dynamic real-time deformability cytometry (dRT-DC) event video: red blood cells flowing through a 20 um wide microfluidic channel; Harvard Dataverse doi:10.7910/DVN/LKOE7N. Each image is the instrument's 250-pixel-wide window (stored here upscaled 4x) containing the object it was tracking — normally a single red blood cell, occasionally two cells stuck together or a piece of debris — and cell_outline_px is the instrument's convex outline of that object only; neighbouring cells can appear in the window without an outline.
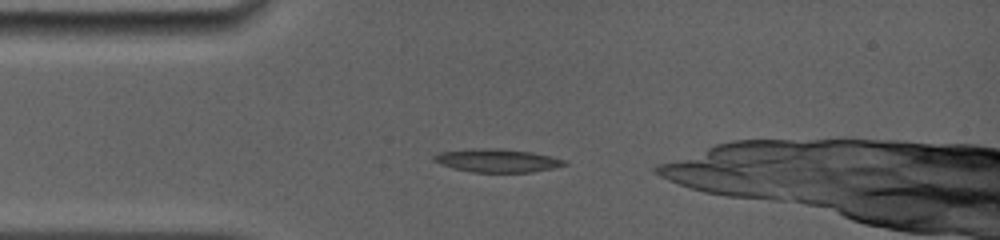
{"species": "common noctule bat (a hibernating species)", "species_latin": "Nyctalus noctula", "temperature_condition": "room temperature", "stored_images_in_passage": 40, "camera_frame_rate_fps": 5000, "um_per_image_px": 0.085, "animal": {"sex": "female", "body_mass_g": 19.0, "forearm_length_mm": 56.7}, "frame": {"image": 1, "passage_image": 5, "time_ms": 1.2, "image_size_px": [1000, 240], "cell_outline_px": [[568, 164], [552, 168], [532, 172], [472, 172], [452, 168], [440, 164], [432, 160], [432, 156], [436, 152], [472, 148], [500, 148], [532, 152], [552, 156], [568, 160]], "centroid_in_image_um": [42.23, 13.63], "position_along_channel_um": 42.8, "area_um2": 18.03}}
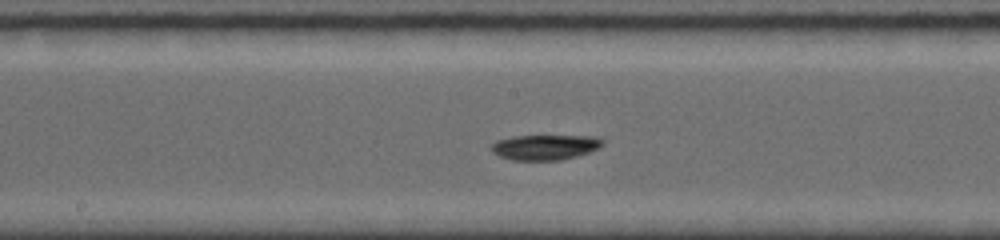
{"frame": {"image": 2, "passage_image": 18, "time_ms": 5.6, "image_size_px": [1000, 240], "cell_outline_px": [[604, 144], [600, 148], [576, 156], [560, 160], [512, 160], [500, 156], [492, 152], [492, 144], [496, 140], [512, 136], [596, 136], [604, 140]], "centroid_in_image_um": [46.34, 12.5], "position_along_channel_um": 201.9, "area_um2": 16.36}}
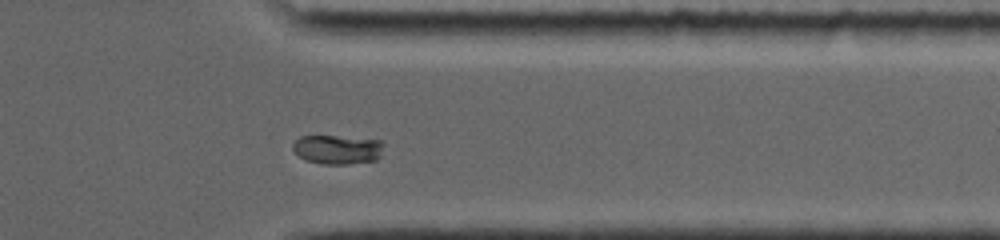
{"frame": {"image": 3, "passage_image": 31, "time_ms": 10.2, "image_size_px": [1000, 240], "cell_outline_px": [[384, 144], [380, 156], [376, 160], [348, 164], [320, 164], [308, 160], [300, 156], [292, 148], [292, 144], [300, 136], [336, 136], [380, 140]], "centroid_in_image_um": [28.7, 12.7], "position_along_channel_um": 382.7, "area_um2": 15.37}}